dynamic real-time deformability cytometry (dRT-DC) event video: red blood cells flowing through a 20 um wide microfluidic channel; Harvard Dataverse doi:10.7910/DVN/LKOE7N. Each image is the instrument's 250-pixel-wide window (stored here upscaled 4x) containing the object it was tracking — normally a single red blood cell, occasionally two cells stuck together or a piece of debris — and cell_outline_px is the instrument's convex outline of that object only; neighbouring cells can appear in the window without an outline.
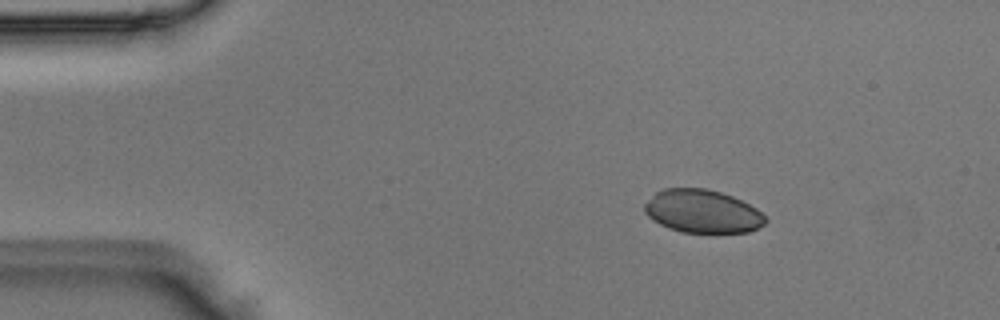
{"species": "Egyptian fruit bat (a non-hibernating species)", "species_latin": "Rousettus aegyptiacus", "temperature_condition": "room temperature", "stored_images_in_passage": 50, "camera_frame_rate_fps": 3000, "um_per_image_px": 0.085, "animal": {"sex": "male"}, "frame": {"image": 1, "passage_image": 7, "time_ms": 2.0, "image_size_px": [1000, 320], "cell_outline_px": [[768, 220], [764, 224], [748, 232], [680, 232], [668, 228], [652, 220], [644, 212], [644, 204], [656, 192], [664, 188], [708, 188], [732, 196], [756, 208]], "centroid_in_image_um": [59.68, 17.96], "position_along_channel_um": 25.3, "area_um2": 30.29}}
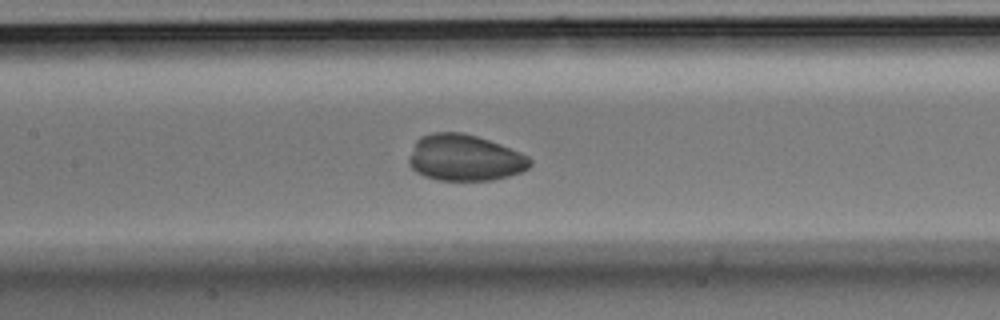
{"frame": {"image": 2, "passage_image": 23, "time_ms": 7.333, "image_size_px": [1000, 320], "cell_outline_px": [[532, 164], [528, 168], [520, 172], [508, 176], [492, 180], [436, 180], [424, 176], [416, 172], [408, 164], [408, 160], [416, 140], [420, 136], [432, 132], [460, 132], [476, 136], [500, 144], [520, 152], [528, 156], [532, 160]], "centroid_in_image_um": [39.48, 13.41], "position_along_channel_um": 167.9, "area_um2": 32.71}}
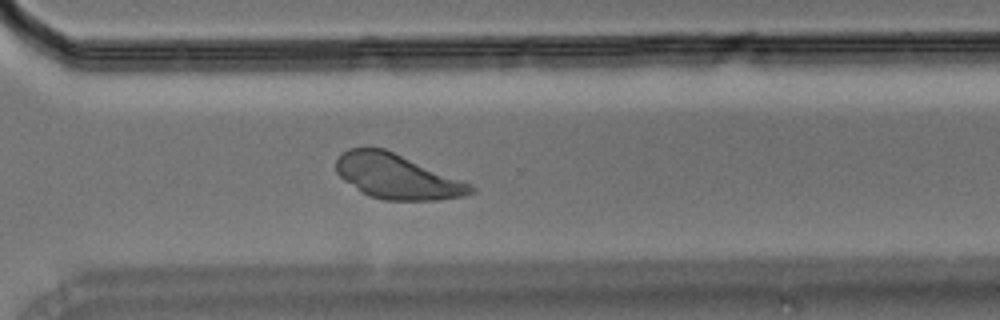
{"frame": {"image": 3, "passage_image": 36, "time_ms": 11.667, "image_size_px": [1000, 320], "cell_outline_px": [[476, 188], [472, 192], [464, 196], [436, 200], [384, 200], [368, 196], [360, 192], [344, 180], [336, 172], [336, 160], [348, 148], [384, 148], [464, 180], [472, 184]], "centroid_in_image_um": [33.76, 15.01], "position_along_channel_um": 336.8, "area_um2": 35.14}}